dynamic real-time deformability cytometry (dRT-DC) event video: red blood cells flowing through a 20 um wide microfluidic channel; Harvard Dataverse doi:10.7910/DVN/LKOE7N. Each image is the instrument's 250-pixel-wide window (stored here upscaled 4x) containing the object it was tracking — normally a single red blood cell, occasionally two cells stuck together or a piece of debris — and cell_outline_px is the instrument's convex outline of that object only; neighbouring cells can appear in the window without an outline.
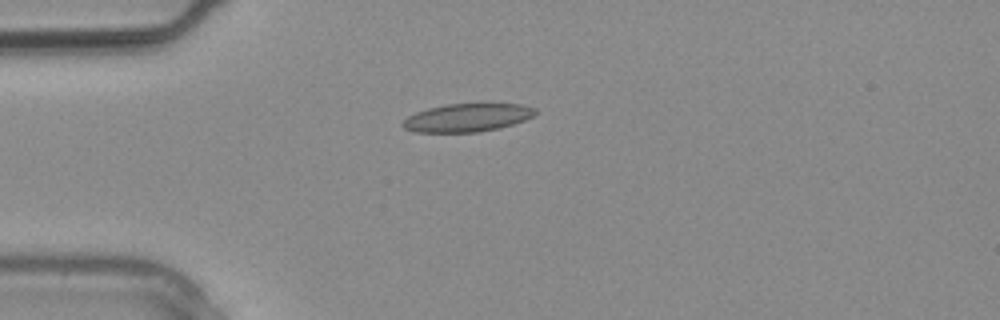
{"species": "common noctule bat (a hibernating species)", "species_latin": "Nyctalus noctula", "temperature_condition": "warm", "stored_images_in_passage": 2, "camera_frame_rate_fps": 3000, "um_per_image_px": 0.085, "animal": {"sex": "male", "body_mass_g": 20.4}, "frame": {"image": 1, "passage_image": 2, "time_ms": 0.333, "image_size_px": [1000, 320], "cell_outline_px": [[536, 112], [532, 116], [524, 120], [500, 128], [480, 132], [416, 132], [404, 128], [400, 124], [408, 116], [416, 112], [428, 108], [448, 104], [480, 100], [484, 100], [520, 104], [536, 108]], "centroid_in_image_um": [39.76, 9.94], "position_along_channel_um": 45.2, "area_um2": 22.72}}